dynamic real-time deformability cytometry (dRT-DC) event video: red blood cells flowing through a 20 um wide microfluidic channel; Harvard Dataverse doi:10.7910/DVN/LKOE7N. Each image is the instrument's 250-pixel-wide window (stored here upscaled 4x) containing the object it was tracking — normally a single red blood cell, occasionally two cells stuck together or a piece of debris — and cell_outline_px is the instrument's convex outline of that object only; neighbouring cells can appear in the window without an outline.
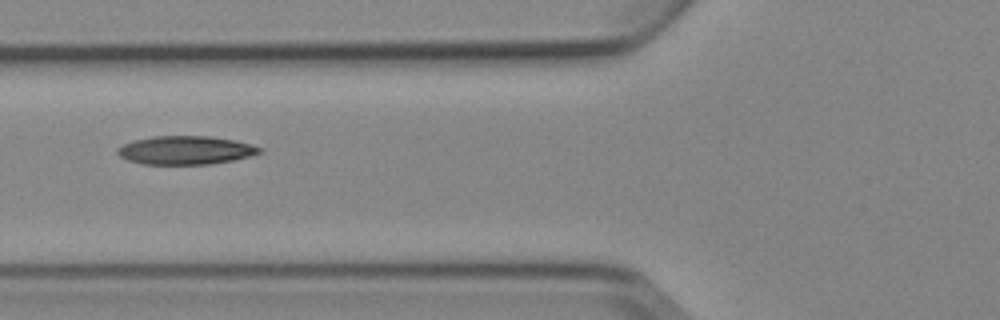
{"species": "Egyptian fruit bat (a non-hibernating species)", "species_latin": "Rousettus aegyptiacus", "temperature_condition": "cold", "stored_images_in_passage": 6, "camera_frame_rate_fps": 3000, "um_per_image_px": 0.085, "animal": {"sex": "female"}, "frame": {"image": 1, "passage_image": 6, "time_ms": 6.667, "image_size_px": [1000, 320], "cell_outline_px": [[264, 152], [232, 160], [208, 164], [144, 164], [128, 160], [120, 156], [116, 152], [116, 148], [132, 140], [152, 136], [208, 136], [236, 140], [264, 148]], "centroid_in_image_um": [15.77, 12.76], "position_along_channel_um": 110.0, "area_um2": 23.64}}